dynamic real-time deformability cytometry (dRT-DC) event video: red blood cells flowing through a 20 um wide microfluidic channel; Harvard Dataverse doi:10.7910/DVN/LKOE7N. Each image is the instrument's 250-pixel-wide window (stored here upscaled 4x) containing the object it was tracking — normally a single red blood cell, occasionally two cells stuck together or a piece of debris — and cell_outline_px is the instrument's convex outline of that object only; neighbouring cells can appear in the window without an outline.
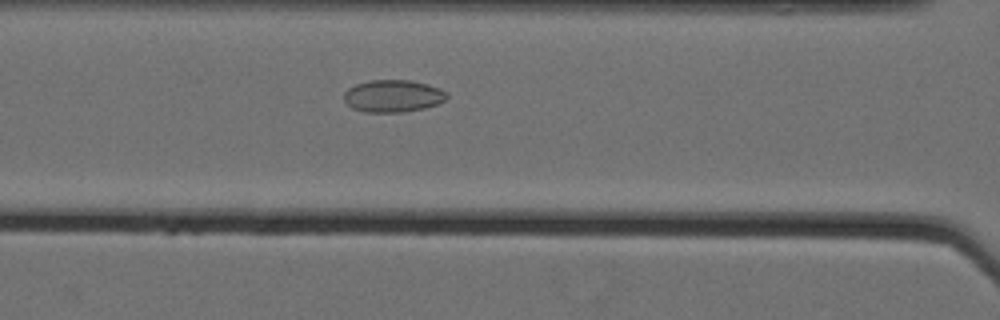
{"species": "Egyptian fruit bat (a non-hibernating species)", "species_latin": "Rousettus aegyptiacus", "temperature_condition": "cold", "stored_images_in_passage": 51, "camera_frame_rate_fps": 3000, "um_per_image_px": 0.085, "animal": {"sex": "female"}, "frame": {"image": 1, "passage_image": 20, "time_ms": 6.333, "image_size_px": [1000, 320], "cell_outline_px": [[448, 100], [424, 108], [404, 112], [364, 112], [352, 108], [344, 100], [344, 92], [348, 88], [356, 84], [368, 80], [408, 80], [440, 88], [448, 92]], "centroid_in_image_um": [33.41, 8.16], "position_along_channel_um": 133.2, "area_um2": 19.42}}
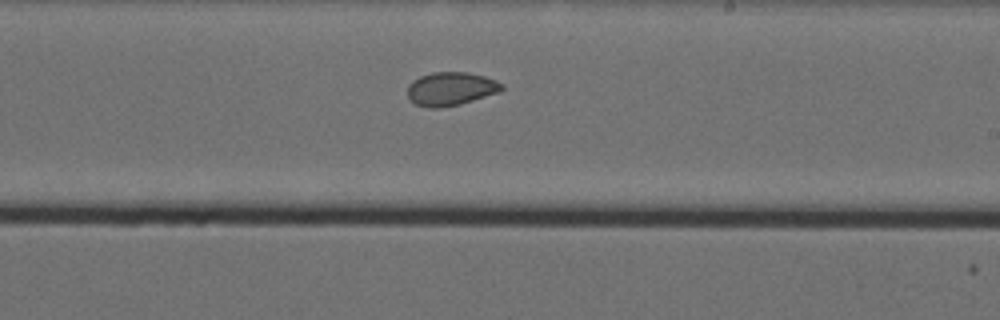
{"frame": {"image": 2, "passage_image": 30, "time_ms": 9.667, "image_size_px": [1000, 320], "cell_outline_px": [[504, 88], [500, 92], [460, 104], [440, 108], [428, 108], [416, 104], [408, 96], [408, 84], [412, 80], [420, 76], [432, 72], [464, 72], [484, 76], [496, 80], [504, 84]], "centroid_in_image_um": [38.33, 7.55], "position_along_channel_um": 250.7, "area_um2": 18.44}}
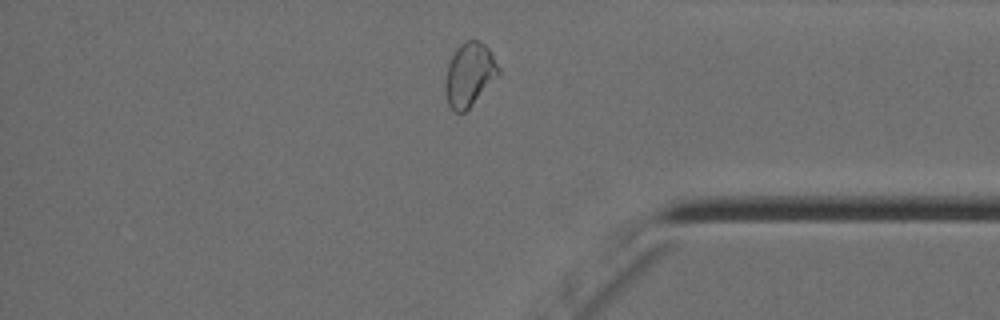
{"frame": {"image": 3, "passage_image": 43, "time_ms": 14.0, "image_size_px": [1000, 320], "cell_outline_px": [[500, 72], [472, 104], [464, 112], [452, 112], [448, 104], [444, 92], [444, 84], [448, 64], [456, 48], [460, 44], [468, 40], [480, 40], [488, 48], [500, 68]], "centroid_in_image_um": [39.86, 6.33], "position_along_channel_um": 395.3, "area_um2": 19.54}, "authors_computed_cell_mechanics": {"area_um2": 19.5364, "velocity_mm_per_s": 3.5271, "shape_relaxation_time_tau1_ms": 8.2921, "shape_relaxation_time_tau2_ms": 1.4817, "deformation_change_tau1": 0.1167, "deformation_change_tau2": 0.0481}}